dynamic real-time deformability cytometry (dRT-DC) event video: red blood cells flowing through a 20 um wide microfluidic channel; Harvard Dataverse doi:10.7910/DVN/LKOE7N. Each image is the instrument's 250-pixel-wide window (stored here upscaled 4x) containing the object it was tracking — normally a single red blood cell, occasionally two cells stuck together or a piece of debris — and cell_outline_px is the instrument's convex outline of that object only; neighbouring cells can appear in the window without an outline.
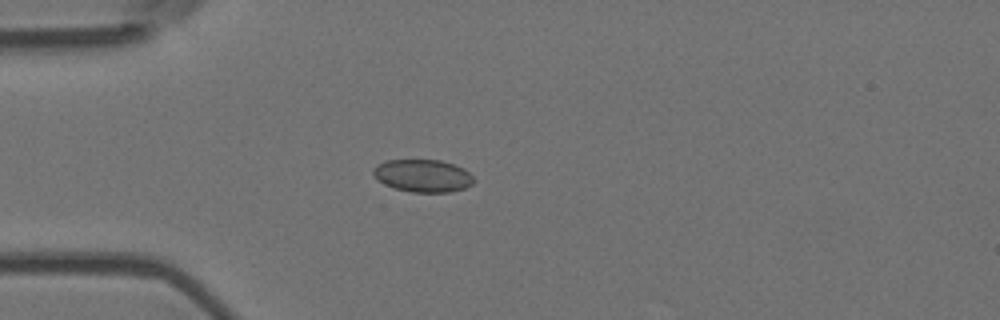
{"species": "Egyptian fruit bat (a non-hibernating species)", "species_latin": "Rousettus aegyptiacus", "temperature_condition": "room temperature", "stored_images_in_passage": 5, "camera_frame_rate_fps": 3000, "um_per_image_px": 0.085, "animal": {"sex": "female"}, "frame": {"image": 1, "passage_image": 5, "time_ms": 1.333, "image_size_px": [1000, 320], "cell_outline_px": [[476, 180], [472, 184], [464, 188], [452, 192], [412, 192], [396, 188], [384, 184], [376, 180], [372, 172], [372, 168], [376, 164], [384, 160], [440, 160], [464, 168]], "centroid_in_image_um": [35.91, 14.93], "position_along_channel_um": 49.1, "area_um2": 19.25}}